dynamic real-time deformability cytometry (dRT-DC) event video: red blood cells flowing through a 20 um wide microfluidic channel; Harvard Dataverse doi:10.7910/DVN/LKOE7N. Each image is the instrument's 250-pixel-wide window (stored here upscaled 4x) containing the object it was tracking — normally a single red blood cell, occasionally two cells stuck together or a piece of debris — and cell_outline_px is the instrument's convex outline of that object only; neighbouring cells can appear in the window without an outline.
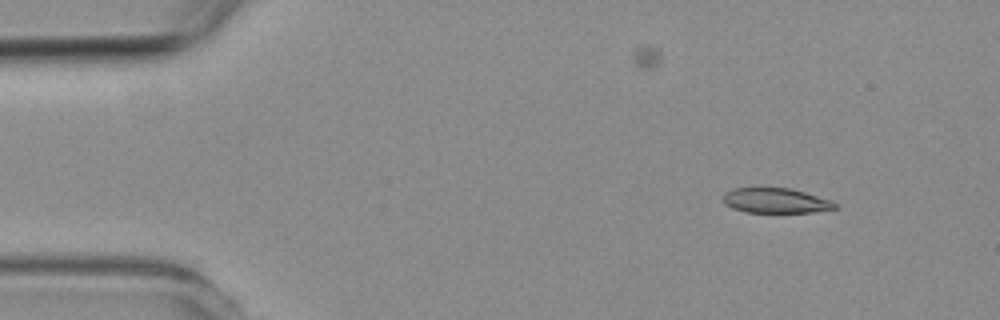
{"species": "common noctule bat (a hibernating species)", "species_latin": "Nyctalus noctula", "temperature_condition": "room temperature", "stored_images_in_passage": 5, "camera_frame_rate_fps": 3000, "um_per_image_px": 0.085, "animal": {"sex": "female", "body_mass_g": 19.3, "forearm_length_mm": 54.1}, "frame": {"image": 1, "passage_image": 1, "time_ms": 0.0, "image_size_px": [1000, 320], "cell_outline_px": [[836, 208], [812, 212], [748, 212], [732, 208], [724, 204], [724, 192], [732, 188], [792, 188], [828, 200], [836, 204]], "centroid_in_image_um": [65.87, 17.05], "position_along_channel_um": 19.1, "area_um2": 16.01}}
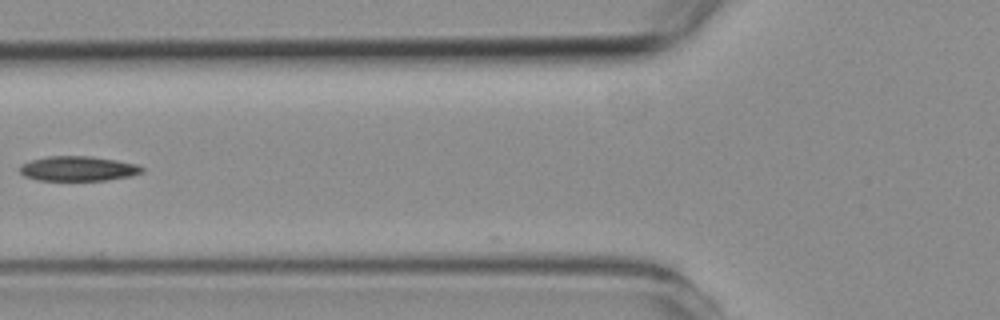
{"frame": {"image": 2, "passage_image": 5, "time_ms": 4.667, "image_size_px": [1000, 320], "cell_outline_px": [[144, 172], [132, 176], [104, 180], [36, 180], [24, 176], [20, 172], [20, 164], [32, 160], [48, 156], [92, 156], [116, 160], [136, 164], [144, 168]], "centroid_in_image_um": [6.64, 14.33], "position_along_channel_um": 119.2, "area_um2": 17.69}}